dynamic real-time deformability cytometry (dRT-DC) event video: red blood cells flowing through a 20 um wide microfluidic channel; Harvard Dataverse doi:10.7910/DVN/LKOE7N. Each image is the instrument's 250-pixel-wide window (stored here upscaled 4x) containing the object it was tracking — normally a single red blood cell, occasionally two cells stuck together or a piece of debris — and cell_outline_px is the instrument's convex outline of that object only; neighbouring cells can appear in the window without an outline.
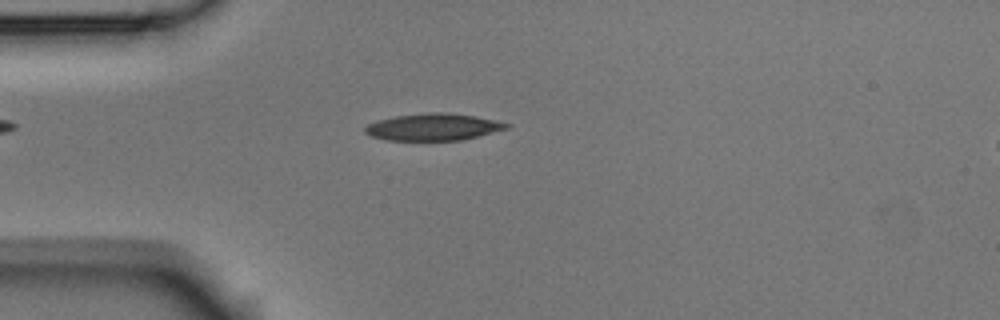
{"species": "Egyptian fruit bat (a non-hibernating species)", "species_latin": "Rousettus aegyptiacus", "temperature_condition": "room temperature", "stored_images_in_passage": 3, "camera_frame_rate_fps": 3000, "um_per_image_px": 0.085, "animal": {"sex": "male"}, "frame": {"image": 1, "passage_image": 3, "time_ms": 0.667, "image_size_px": [1000, 320], "cell_outline_px": [[512, 124], [508, 128], [460, 140], [384, 140], [372, 136], [364, 132], [364, 128], [368, 124], [376, 120], [396, 116], [428, 112], [444, 112], [476, 116]], "centroid_in_image_um": [36.79, 10.79], "position_along_channel_um": 48.2, "area_um2": 22.08}}